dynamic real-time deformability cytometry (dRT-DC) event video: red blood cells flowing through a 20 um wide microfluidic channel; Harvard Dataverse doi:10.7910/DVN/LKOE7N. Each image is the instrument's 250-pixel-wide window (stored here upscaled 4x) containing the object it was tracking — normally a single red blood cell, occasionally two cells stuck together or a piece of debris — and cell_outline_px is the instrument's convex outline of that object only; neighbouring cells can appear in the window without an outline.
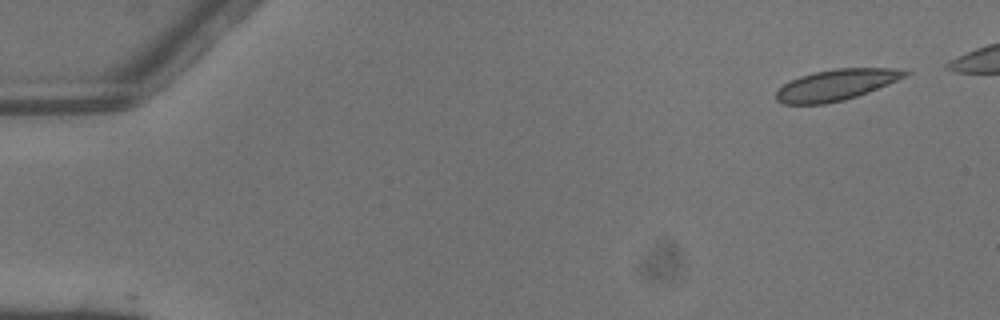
{"species": "common noctule bat (a hibernating species)", "species_latin": "Nyctalus noctula", "temperature_condition": "warm", "stored_images_in_passage": 4, "camera_frame_rate_fps": 3000, "um_per_image_px": 0.085, "animal": {"sex": "male", "body_mass_g": 13.3}, "frame": {"image": 1, "passage_image": 1, "time_ms": 0.0, "image_size_px": [1000, 320], "cell_outline_px": [[912, 72], [888, 84], [868, 92], [844, 100], [824, 104], [784, 104], [776, 100], [776, 92], [784, 84], [800, 76], [816, 72], [836, 68], [892, 68]], "centroid_in_image_um": [71.05, 7.22], "position_along_channel_um": 13.9, "area_um2": 22.95}}